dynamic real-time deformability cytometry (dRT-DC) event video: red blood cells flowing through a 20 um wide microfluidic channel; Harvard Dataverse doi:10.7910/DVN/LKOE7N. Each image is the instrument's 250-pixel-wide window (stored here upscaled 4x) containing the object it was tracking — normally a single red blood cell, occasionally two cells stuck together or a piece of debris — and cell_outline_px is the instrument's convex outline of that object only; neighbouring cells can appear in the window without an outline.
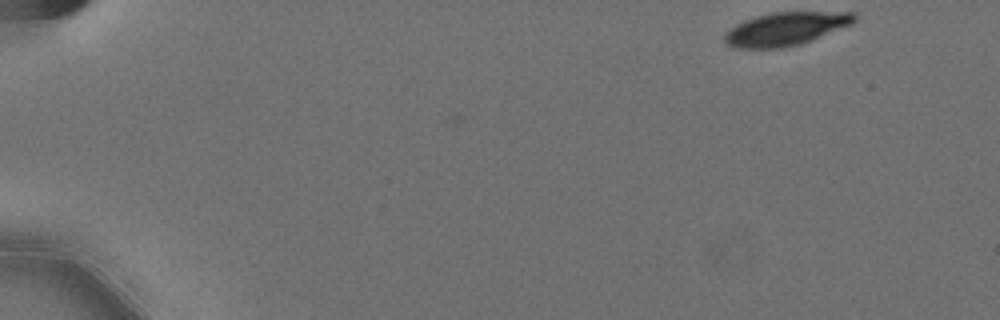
{"species": "Egyptian fruit bat (a non-hibernating species)", "species_latin": "Rousettus aegyptiacus", "temperature_condition": "cold", "stored_images_in_passage": 54, "camera_frame_rate_fps": 3000, "um_per_image_px": 0.085, "animal": {"sex": "female"}, "frame": {"image": 1, "passage_image": 1, "time_ms": 0.0, "image_size_px": [1000, 320], "cell_outline_px": [[856, 20], [852, 24], [800, 44], [780, 48], [732, 48], [724, 44], [724, 32], [728, 28], [744, 20], [756, 16], [772, 12], [856, 12]], "centroid_in_image_um": [66.72, 2.45], "position_along_channel_um": 18.3, "area_um2": 25.26}}
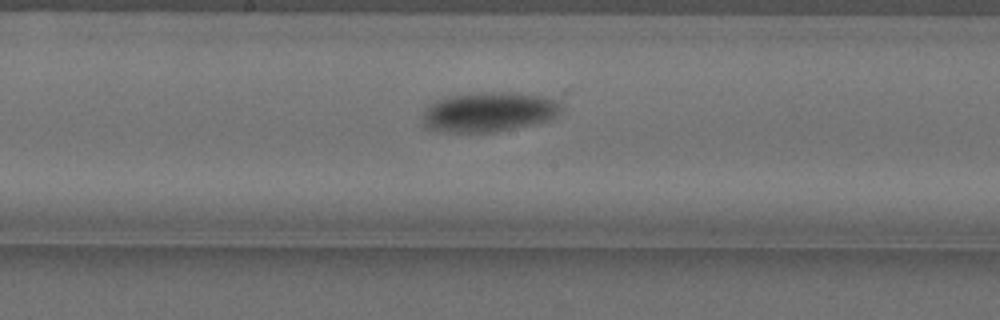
{"frame": {"image": 2, "passage_image": 28, "time_ms": 9.0, "image_size_px": [1000, 320], "cell_outline_px": [[560, 112], [556, 116], [548, 120], [532, 124], [496, 132], [440, 132], [428, 128], [420, 120], [420, 116], [436, 100], [444, 96], [480, 92], [516, 92], [540, 96], [556, 100], [560, 104]], "centroid_in_image_um": [41.5, 9.51], "position_along_channel_um": 206.7, "area_um2": 32.25}}
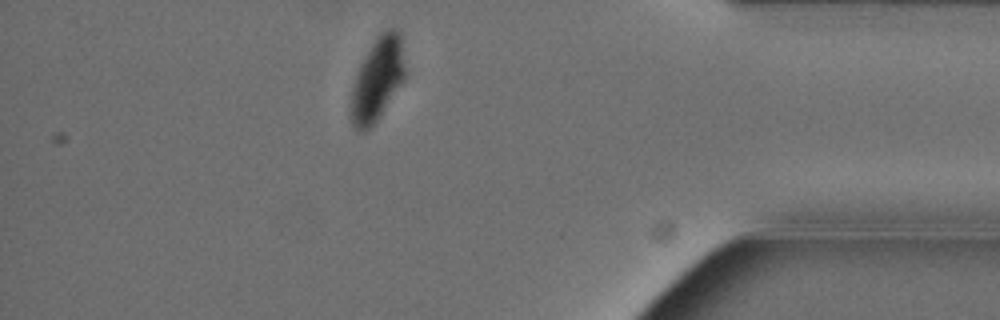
{"frame": {"image": 3, "passage_image": 47, "time_ms": 15.333, "image_size_px": [1000, 320], "cell_outline_px": [[408, 72], [404, 80], [376, 120], [364, 132], [360, 132], [352, 128], [348, 116], [348, 112], [352, 88], [356, 72], [360, 64], [372, 44], [388, 28], [396, 28], [400, 32]], "centroid_in_image_um": [32.07, 6.77], "position_along_channel_um": 403.1, "area_um2": 26.7}, "authors_computed_cell_mechanics": {"area_um2": 29.5069, "velocity_mm_per_s": 3.5525, "shape_relaxation_time_tau1_ms": 3.2387, "shape_relaxation_time_tau2_ms": null, "deformation_change_tau1": 0.1256, "deformation_change_tau2": null}}